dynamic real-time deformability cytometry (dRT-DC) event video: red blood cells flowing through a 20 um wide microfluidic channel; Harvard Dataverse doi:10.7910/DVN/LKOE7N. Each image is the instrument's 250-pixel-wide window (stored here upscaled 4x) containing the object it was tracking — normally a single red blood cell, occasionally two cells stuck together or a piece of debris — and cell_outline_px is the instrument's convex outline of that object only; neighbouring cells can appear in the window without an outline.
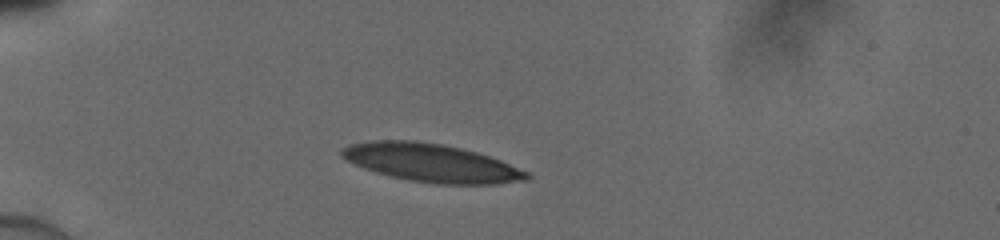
{"species": "human", "species_latin": "Homo sapiens", "temperature_condition": "cold", "stored_images_in_passage": 36, "camera_frame_rate_fps": 3000, "um_per_image_px": 0.085, "donor": {"sex": "male"}, "frame": {"image": 1, "passage_image": 1, "time_ms": 0.0, "image_size_px": [1000, 240], "cell_outline_px": [[532, 176], [528, 180], [496, 184], [436, 184], [408, 180], [376, 172], [364, 168], [340, 156], [340, 152], [348, 144], [372, 140], [416, 140], [440, 144], [460, 148], [476, 152], [500, 160], [528, 172]], "centroid_in_image_um": [36.67, 13.84], "position_along_channel_um": 48.3, "area_um2": 40.92}}
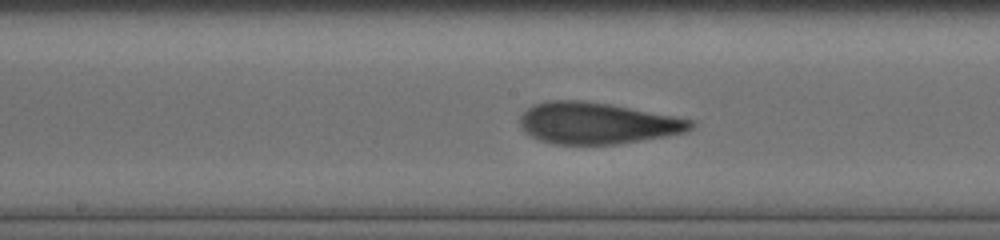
{"frame": {"image": 2, "passage_image": 14, "time_ms": 4.333, "image_size_px": [1000, 240], "cell_outline_px": [[692, 128], [684, 132], [664, 136], [616, 144], [552, 144], [540, 140], [524, 132], [520, 128], [520, 116], [532, 104], [548, 100], [584, 100], [612, 104], [692, 120]], "centroid_in_image_um": [50.68, 10.46], "position_along_channel_um": 197.5, "area_um2": 41.1}}
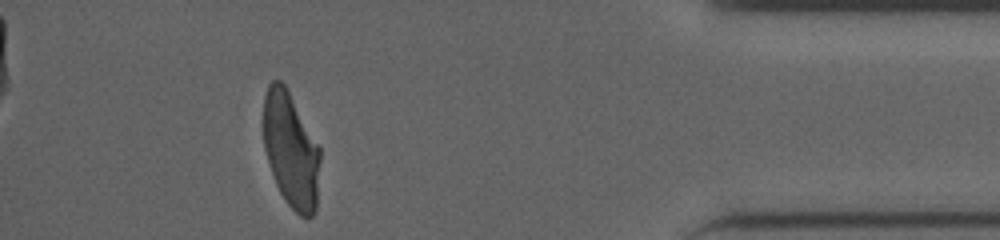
{"frame": {"image": 3, "passage_image": 32, "time_ms": 10.333, "image_size_px": [1000, 240], "cell_outline_px": [[320, 160], [316, 208], [312, 216], [300, 216], [284, 200], [276, 184], [264, 148], [264, 96], [268, 84], [272, 80], [280, 80], [284, 84], [320, 148]], "centroid_in_image_um": [24.72, 12.76], "position_along_channel_um": 410.5, "area_um2": 37.57}}